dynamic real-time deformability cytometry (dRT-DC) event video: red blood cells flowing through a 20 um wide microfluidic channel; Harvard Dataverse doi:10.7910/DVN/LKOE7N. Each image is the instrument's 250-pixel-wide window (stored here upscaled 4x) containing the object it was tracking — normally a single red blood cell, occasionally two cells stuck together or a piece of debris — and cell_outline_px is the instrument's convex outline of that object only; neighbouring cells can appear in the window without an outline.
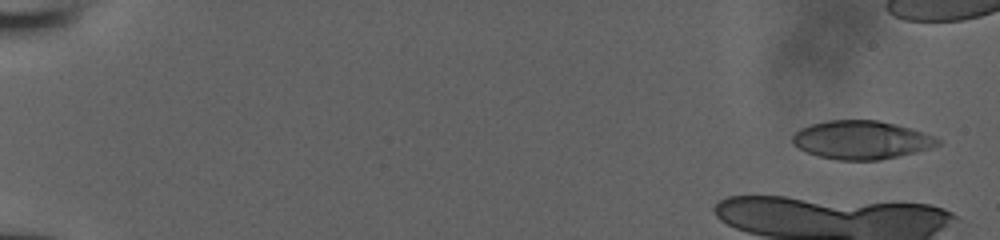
{"species": "human", "species_latin": "Homo sapiens", "temperature_condition": "room temperature", "stored_images_in_passage": 13, "camera_frame_rate_fps": 3000, "um_per_image_px": 0.085, "donor": {"sex": "male"}, "frame": {"image": 1, "passage_image": 3, "time_ms": 0.667, "image_size_px": [1000, 240], "cell_outline_px": [[940, 144], [932, 148], [880, 160], [836, 160], [816, 156], [792, 144], [792, 136], [800, 128], [812, 124], [828, 120], [876, 120], [896, 124], [912, 128], [932, 136], [940, 140]], "centroid_in_image_um": [73.2, 11.9], "position_along_channel_um": 11.8, "area_um2": 32.48}}